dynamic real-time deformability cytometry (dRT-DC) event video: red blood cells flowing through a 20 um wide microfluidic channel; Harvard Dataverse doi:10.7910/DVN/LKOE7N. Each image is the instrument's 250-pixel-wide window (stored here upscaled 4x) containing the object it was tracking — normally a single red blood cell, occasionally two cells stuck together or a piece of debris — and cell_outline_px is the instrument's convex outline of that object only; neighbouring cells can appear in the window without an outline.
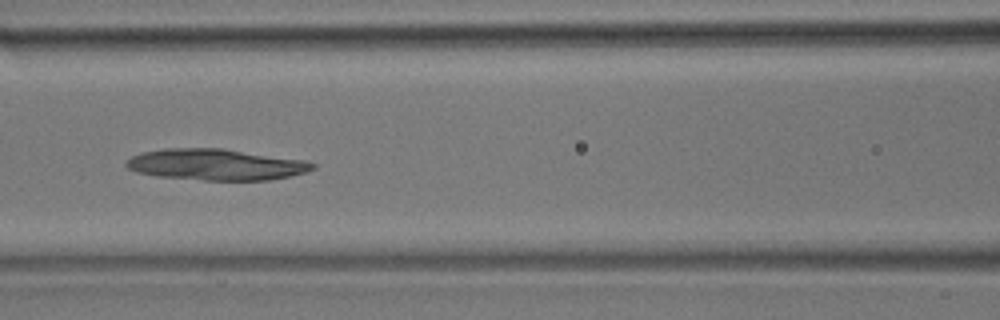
{"species": "common noctule bat (a hibernating species)", "species_latin": "Nyctalus noctula", "temperature_condition": "room temperature", "stored_images_in_passage": 5, "camera_frame_rate_fps": 3000, "um_per_image_px": 0.085, "animal": {"sex": "male", "body_mass_g": 17.9}, "frame": {"image": 1, "passage_image": 5, "time_ms": 1.333, "image_size_px": [1000, 320], "cell_outline_px": [[316, 168], [308, 172], [292, 176], [268, 180], [204, 180], [156, 176], [136, 172], [128, 168], [124, 164], [132, 156], [144, 152], [164, 148], [224, 148], [304, 160], [316, 164]], "centroid_in_image_um": [18.39, 13.99], "position_along_channel_um": 148.2, "area_um2": 34.04}}